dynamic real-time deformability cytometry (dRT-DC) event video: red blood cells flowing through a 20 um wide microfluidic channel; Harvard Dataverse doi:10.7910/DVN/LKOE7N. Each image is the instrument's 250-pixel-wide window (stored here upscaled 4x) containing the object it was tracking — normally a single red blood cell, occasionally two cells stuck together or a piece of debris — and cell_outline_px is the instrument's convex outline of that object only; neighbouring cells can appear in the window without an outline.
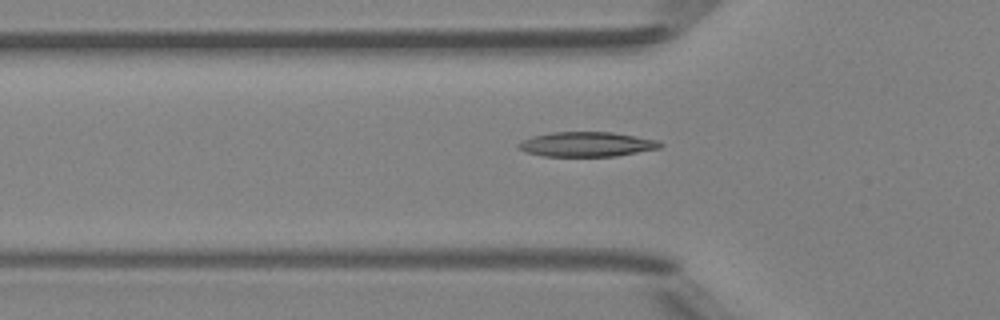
{"species": "Egyptian fruit bat (a non-hibernating species)", "species_latin": "Rousettus aegyptiacus", "temperature_condition": "room temperature", "stored_images_in_passage": 40, "camera_frame_rate_fps": 3000, "um_per_image_px": 0.085, "animal": {"sex": "female"}, "frame": {"image": 1, "passage_image": 12, "time_ms": 3.667, "image_size_px": [1000, 320], "cell_outline_px": [[664, 144], [660, 148], [616, 156], [544, 156], [528, 152], [520, 148], [516, 144], [532, 136], [552, 132], [612, 132], [660, 140]], "centroid_in_image_um": [49.93, 12.26], "position_along_channel_um": 75.9, "area_um2": 20.35}}
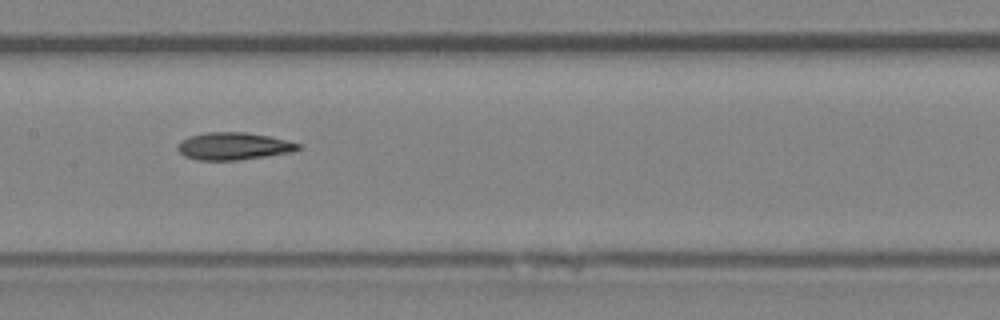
{"frame": {"image": 2, "passage_image": 20, "time_ms": 6.333, "image_size_px": [1000, 320], "cell_outline_px": [[300, 148], [292, 152], [236, 160], [196, 160], [184, 156], [176, 148], [176, 144], [180, 140], [188, 136], [204, 132], [248, 132], [268, 136], [300, 144]], "centroid_in_image_um": [19.77, 12.41], "position_along_channel_um": 187.6, "area_um2": 19.25}}
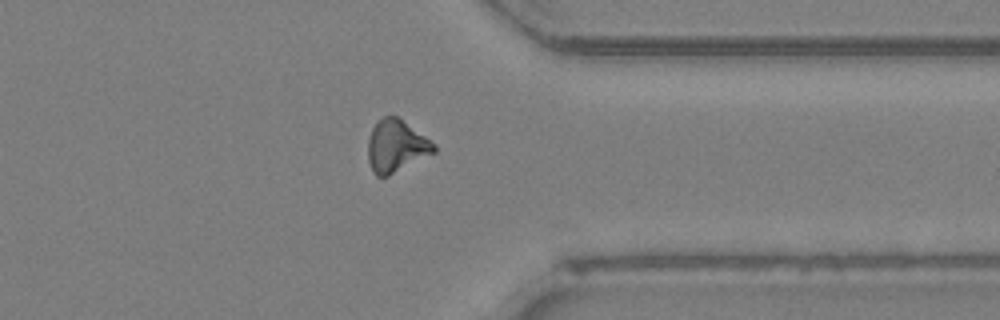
{"frame": {"image": 3, "passage_image": 34, "time_ms": 11.0, "image_size_px": [1000, 320], "cell_outline_px": [[436, 152], [388, 176], [376, 176], [372, 172], [368, 160], [368, 140], [372, 128], [384, 116], [396, 116], [436, 144]], "centroid_in_image_um": [33.67, 12.44], "position_along_channel_um": 377.7, "area_um2": 19.88}, "authors_computed_cell_mechanics": {"area_um2": 19.363, "velocity_mm_per_s": 4.1957, "shape_relaxation_time_tau1_ms": 4.5751, "shape_relaxation_time_tau2_ms": 3.982, "deformation_change_tau1": 0.1554, "deformation_change_tau2": 0.1311}}